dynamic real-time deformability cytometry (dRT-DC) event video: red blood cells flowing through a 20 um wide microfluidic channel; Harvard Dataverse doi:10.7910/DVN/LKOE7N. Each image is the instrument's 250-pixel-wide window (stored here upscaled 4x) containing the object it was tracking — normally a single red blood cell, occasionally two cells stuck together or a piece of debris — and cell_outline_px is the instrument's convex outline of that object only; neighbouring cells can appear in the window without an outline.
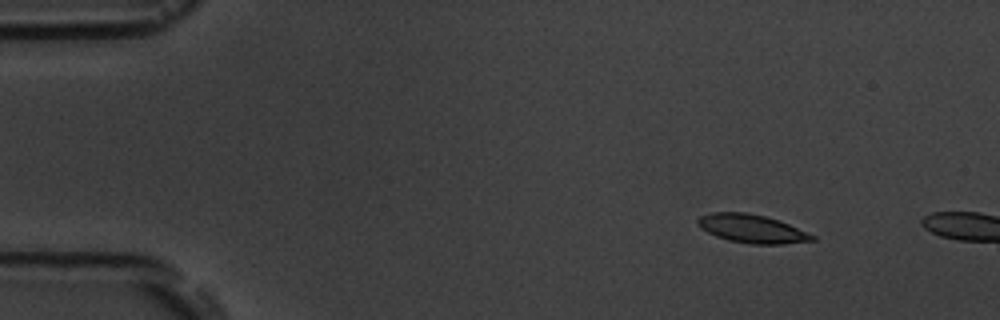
{"species": "common noctule bat (a hibernating species)", "species_latin": "Nyctalus noctula", "temperature_condition": "room temperature", "stored_images_in_passage": 2, "camera_frame_rate_fps": 3000, "um_per_image_px": 0.085, "animal": {"sex": "male", "body_mass_g": 19.5, "forearm_length_mm": 54.6}, "frame": {"image": 1, "passage_image": 1, "time_ms": 0.0, "image_size_px": [1000, 320], "cell_outline_px": [[816, 240], [784, 244], [752, 244], [728, 240], [716, 236], [700, 228], [696, 224], [696, 220], [700, 216], [712, 212], [748, 212], [764, 216], [788, 224], [816, 236]], "centroid_in_image_um": [63.88, 19.44], "position_along_channel_um": 21.1, "area_um2": 18.9}}